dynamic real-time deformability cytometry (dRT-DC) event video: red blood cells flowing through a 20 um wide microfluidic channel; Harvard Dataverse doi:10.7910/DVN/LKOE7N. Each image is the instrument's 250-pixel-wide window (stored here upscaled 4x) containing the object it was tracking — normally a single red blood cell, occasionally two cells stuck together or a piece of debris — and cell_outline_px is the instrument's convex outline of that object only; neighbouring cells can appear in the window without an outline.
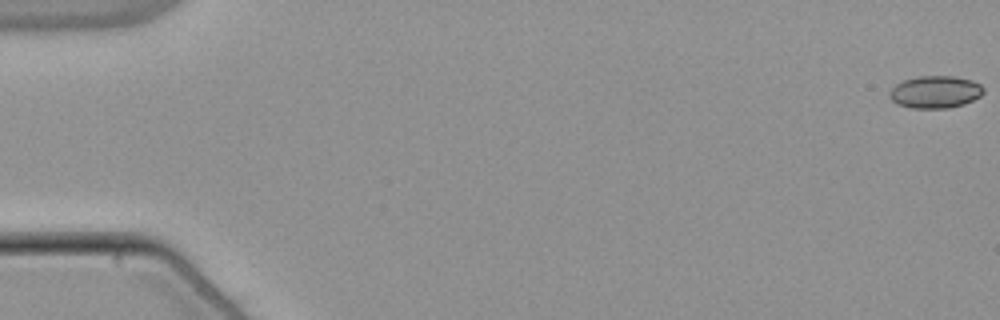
{"species": "common noctule bat (a hibernating species)", "species_latin": "Nyctalus noctula", "temperature_condition": "warm", "stored_images_in_passage": 55, "camera_frame_rate_fps": 3000, "um_per_image_px": 0.085, "animal": {"sex": "male", "body_mass_g": 21.5, "forearm_length_mm": 52.0}, "frame": {"image": 1, "passage_image": 1, "time_ms": 0.0, "image_size_px": [1000, 320], "cell_outline_px": [[984, 92], [980, 96], [964, 104], [948, 108], [912, 108], [896, 104], [888, 96], [888, 92], [896, 84], [904, 80], [920, 76], [952, 76], [972, 80], [980, 84], [984, 88]], "centroid_in_image_um": [79.48, 7.82], "position_along_channel_um": 5.5, "area_um2": 17.74}}
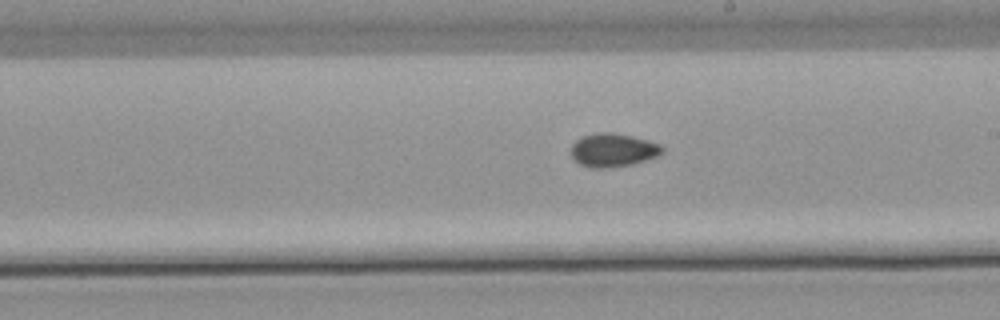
{"frame": {"image": 2, "passage_image": 32, "time_ms": 10.333, "image_size_px": [1000, 320], "cell_outline_px": [[664, 152], [656, 156], [632, 164], [608, 168], [588, 168], [572, 160], [568, 152], [572, 144], [576, 140], [584, 136], [600, 132], [612, 132], [632, 136], [648, 140], [660, 144], [664, 148]], "centroid_in_image_um": [52.05, 12.77], "position_along_channel_um": 237.0, "area_um2": 18.03}}
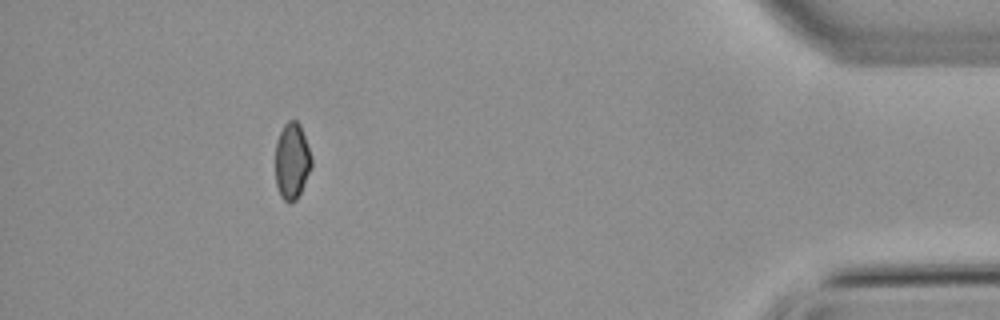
{"frame": {"image": 3, "passage_image": 50, "time_ms": 16.333, "image_size_px": [1000, 320], "cell_outline_px": [[312, 164], [300, 192], [296, 200], [288, 204], [280, 196], [276, 184], [276, 140], [284, 124], [288, 120], [296, 120], [300, 124], [312, 160]], "centroid_in_image_um": [24.79, 13.69], "position_along_channel_um": 410.4, "area_um2": 15.9}, "authors_computed_cell_mechanics": {"area_um2": 16.9932, "velocity_mm_per_s": 3.8396, "shape_relaxation_time_tau1_ms": 7.6751, "shape_relaxation_time_tau2_ms": 3.2261, "deformation_change_tau1": 0.0903, "deformation_change_tau2": 0.0501}}